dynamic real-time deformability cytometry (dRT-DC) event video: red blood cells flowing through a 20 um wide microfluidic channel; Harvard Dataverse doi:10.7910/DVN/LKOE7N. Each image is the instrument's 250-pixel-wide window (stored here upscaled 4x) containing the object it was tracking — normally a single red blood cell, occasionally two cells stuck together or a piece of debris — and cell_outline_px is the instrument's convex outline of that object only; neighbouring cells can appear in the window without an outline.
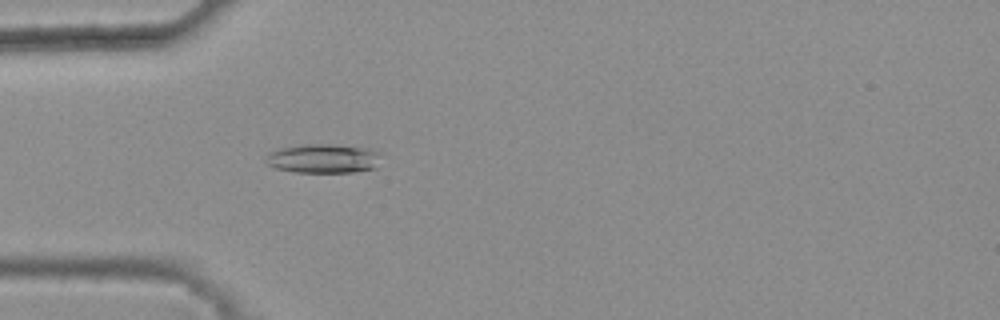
{"species": "common noctule bat (a hibernating species)", "species_latin": "Nyctalus noctula", "temperature_condition": "warm", "stored_images_in_passage": 47, "camera_frame_rate_fps": 3000, "um_per_image_px": 0.085, "animal": {"sex": "female", "body_mass_g": 25.1}, "frame": {"image": 1, "passage_image": 16, "time_ms": 5.0, "image_size_px": [1000, 320], "cell_outline_px": [[380, 152], [376, 168], [352, 172], [292, 172], [276, 168], [268, 164], [264, 160], [268, 152], [280, 148], [304, 144], [332, 144], [368, 148]], "centroid_in_image_um": [27.45, 13.47], "position_along_channel_um": 57.5, "area_um2": 19.65}}
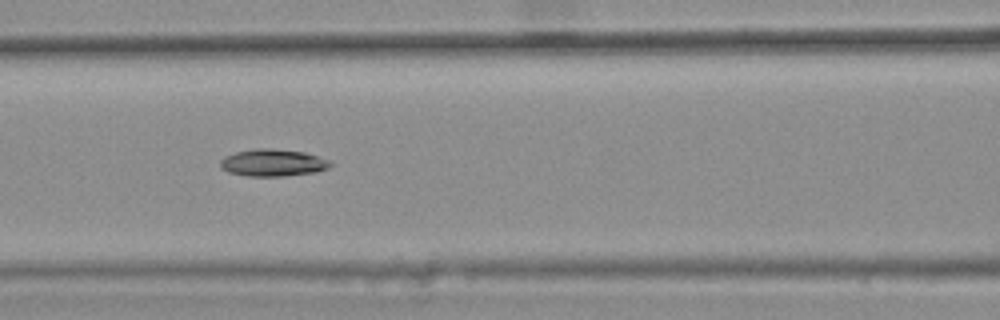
{"frame": {"image": 2, "passage_image": 23, "time_ms": 7.333, "image_size_px": [1000, 320], "cell_outline_px": [[332, 164], [328, 168], [316, 172], [284, 176], [248, 176], [228, 172], [220, 168], [220, 160], [224, 156], [236, 152], [252, 148], [272, 148], [304, 152], [320, 156], [332, 160]], "centroid_in_image_um": [23.21, 13.82], "position_along_channel_um": 143.4, "area_um2": 17.69}}
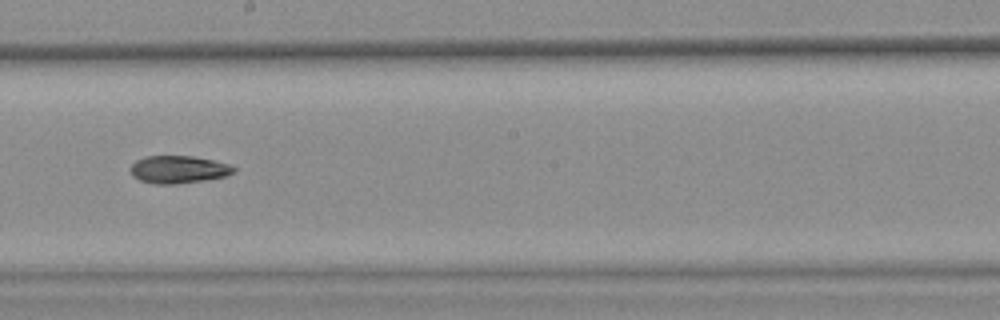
{"frame": {"image": 3, "passage_image": 30, "time_ms": 9.667, "image_size_px": [1000, 320], "cell_outline_px": [[236, 172], [224, 176], [208, 180], [176, 184], [156, 184], [140, 180], [132, 176], [128, 168], [136, 160], [144, 156], [192, 156], [212, 160], [228, 164], [236, 168]], "centroid_in_image_um": [15.14, 14.41], "position_along_channel_um": 233.1, "area_um2": 16.76}}